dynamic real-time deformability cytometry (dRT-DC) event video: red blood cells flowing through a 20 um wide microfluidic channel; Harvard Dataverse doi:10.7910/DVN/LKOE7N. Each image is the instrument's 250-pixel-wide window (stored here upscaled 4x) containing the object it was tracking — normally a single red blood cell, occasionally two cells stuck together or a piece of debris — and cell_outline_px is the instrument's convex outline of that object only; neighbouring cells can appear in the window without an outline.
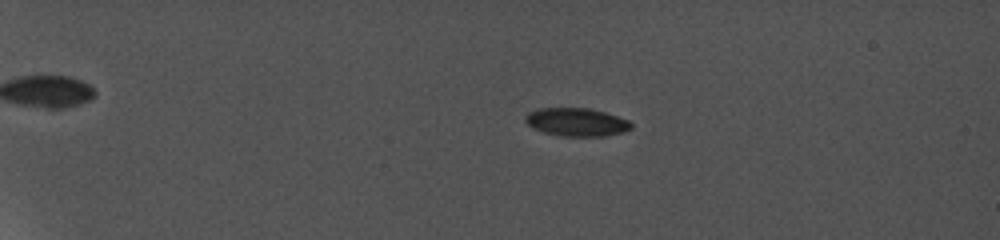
{"species": "common noctule bat (a hibernating species)", "species_latin": "Nyctalus noctula", "temperature_condition": "cold", "stored_images_in_passage": 16, "camera_frame_rate_fps": 5000, "um_per_image_px": 0.085, "animal": {"sex": "female", "body_mass_g": 19.0, "forearm_length_mm": 56.7}, "frame": {"image": 1, "passage_image": 6, "time_ms": 4.2, "image_size_px": [1000, 240], "cell_outline_px": [[632, 128], [620, 132], [600, 136], [572, 136], [548, 132], [536, 128], [528, 124], [524, 120], [524, 116], [528, 112], [540, 108], [588, 108], [604, 112], [628, 120], [632, 124]], "centroid_in_image_um": [49.0, 10.35], "position_along_channel_um": 36.0, "area_um2": 16.82}}
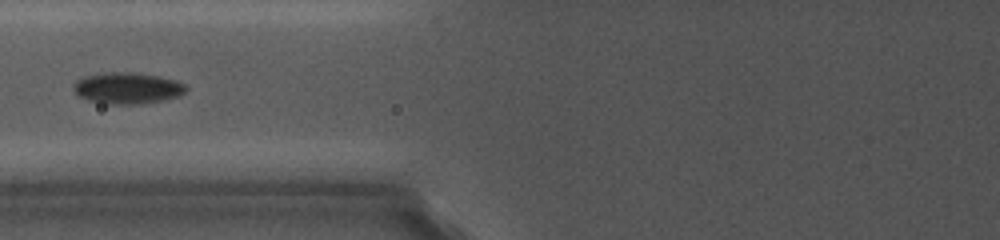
{"frame": {"image": 2, "passage_image": 12, "time_ms": 9.2, "image_size_px": [1000, 240], "cell_outline_px": [[188, 88], [184, 92], [176, 96], [160, 100], [132, 104], [112, 104], [92, 100], [80, 96], [76, 92], [76, 80], [84, 76], [104, 72], [128, 72], [156, 76], [172, 80], [184, 84]], "centroid_in_image_um": [10.81, 7.47], "position_along_channel_um": 115.0, "area_um2": 19.71}}
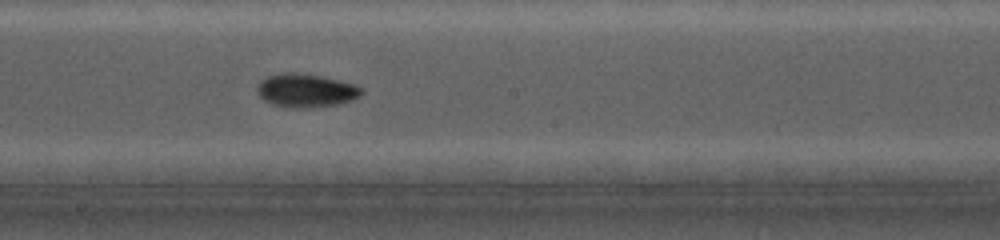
{"frame": {"image": 3, "passage_image": 15, "time_ms": 12.0, "image_size_px": [1000, 240], "cell_outline_px": [[364, 92], [360, 96], [352, 100], [336, 104], [308, 108], [300, 108], [276, 104], [260, 96], [260, 84], [268, 76], [280, 72], [300, 72], [320, 76], [352, 84], [364, 88]], "centroid_in_image_um": [26.09, 7.67], "position_along_channel_um": 222.1, "area_um2": 19.71}}